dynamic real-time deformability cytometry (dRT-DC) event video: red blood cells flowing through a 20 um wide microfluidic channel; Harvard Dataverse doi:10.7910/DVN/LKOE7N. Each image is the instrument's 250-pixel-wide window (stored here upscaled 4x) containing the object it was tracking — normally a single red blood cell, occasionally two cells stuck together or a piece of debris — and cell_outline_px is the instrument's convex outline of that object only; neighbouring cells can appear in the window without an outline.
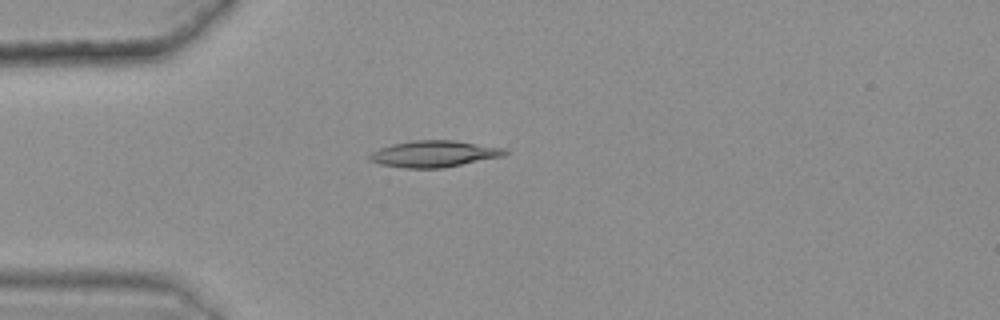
{"species": "common noctule bat (a hibernating species)", "species_latin": "Nyctalus noctula", "temperature_condition": "warm", "stored_images_in_passage": 47, "camera_frame_rate_fps": 3000, "um_per_image_px": 0.085, "animal": {"sex": "female", "body_mass_g": 25.1}, "frame": {"image": 1, "passage_image": 13, "time_ms": 4.0, "image_size_px": [1000, 320], "cell_outline_px": [[508, 152], [504, 156], [440, 168], [404, 168], [380, 164], [368, 160], [368, 156], [372, 152], [380, 148], [392, 144], [412, 140], [456, 140], [504, 148]], "centroid_in_image_um": [36.87, 13.07], "position_along_channel_um": 48.1, "area_um2": 20.81}}
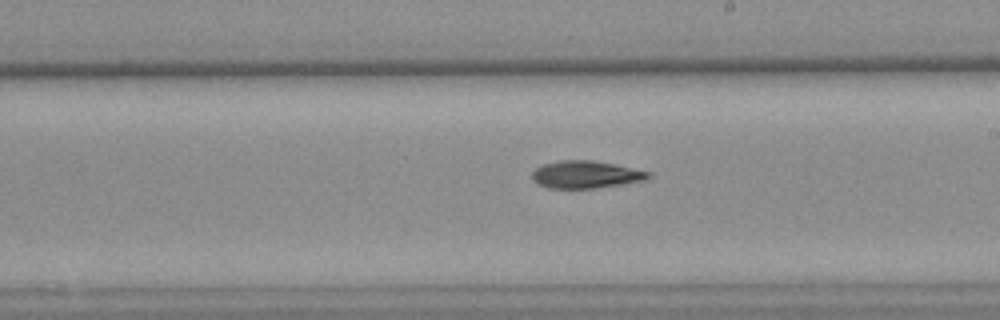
{"frame": {"image": 2, "passage_image": 30, "time_ms": 9.667, "image_size_px": [1000, 320], "cell_outline_px": [[652, 176], [644, 180], [620, 184], [592, 188], [548, 188], [532, 180], [532, 172], [536, 168], [544, 164], [560, 160], [592, 160], [616, 164], [652, 172]], "centroid_in_image_um": [49.8, 14.82], "position_along_channel_um": 239.2, "area_um2": 18.5}}
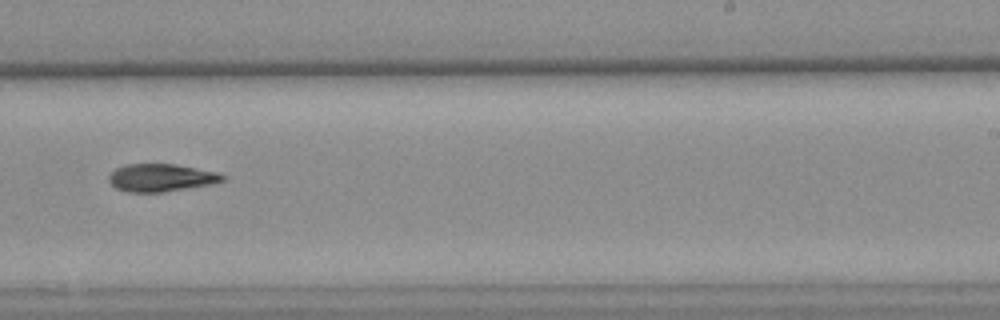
{"frame": {"image": 3, "passage_image": 33, "time_ms": 10.667, "image_size_px": [1000, 320], "cell_outline_px": [[224, 180], [212, 184], [164, 192], [128, 192], [116, 188], [108, 180], [108, 176], [116, 168], [124, 164], [176, 164], [216, 172], [224, 176]], "centroid_in_image_um": [13.66, 15.1], "position_along_channel_um": 275.3, "area_um2": 18.26}}